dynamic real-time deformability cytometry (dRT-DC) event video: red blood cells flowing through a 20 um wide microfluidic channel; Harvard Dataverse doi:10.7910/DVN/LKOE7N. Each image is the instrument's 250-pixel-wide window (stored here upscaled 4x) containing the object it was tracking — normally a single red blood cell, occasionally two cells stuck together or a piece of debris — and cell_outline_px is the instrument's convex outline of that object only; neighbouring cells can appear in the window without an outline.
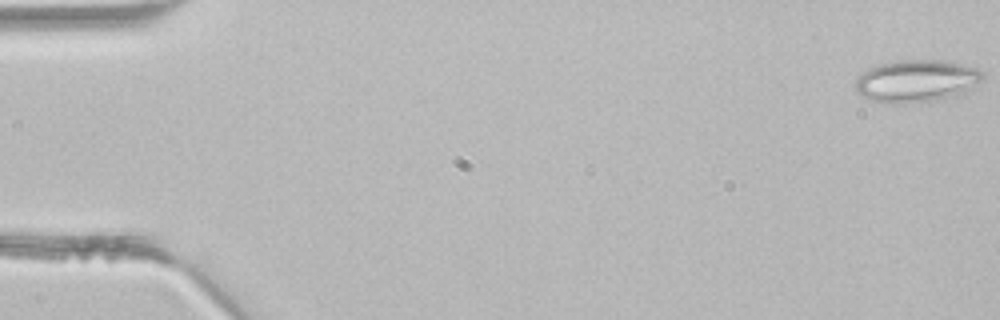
{"species": "common noctule bat (a hibernating species)", "species_latin": "Nyctalus noctula", "temperature_condition": "room temperature", "stored_images_in_passage": 44, "segment_of_instrument_passage": [1, 2], "camera_frame_rate_fps": 3000, "um_per_image_px": 0.085, "animal": {"sex": "male", "body_mass_g": 21.5, "forearm_length_mm": 52.0}, "frame": {"image": 1, "passage_image": 1, "time_ms": 0.0, "image_size_px": [1000, 320], "cell_outline_px": [[984, 76], [964, 96], [928, 104], [888, 104], [868, 100], [856, 92], [856, 80], [868, 68], [880, 64], [900, 60], [948, 60], [964, 64], [976, 68], [984, 72]], "centroid_in_image_um": [77.97, 6.94], "position_along_channel_um": 7.0, "area_um2": 32.71}}
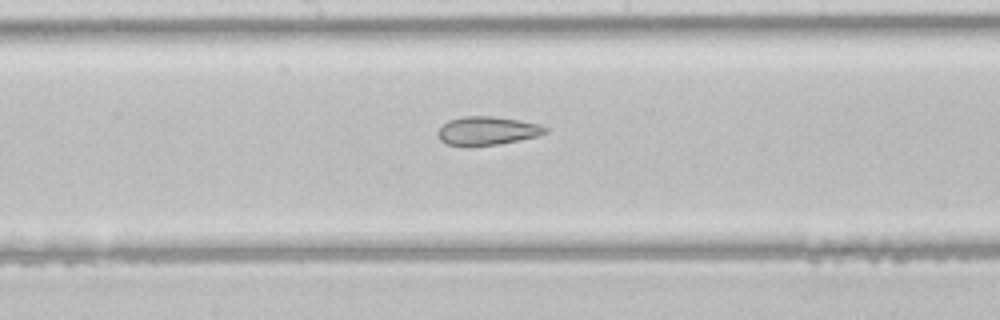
{"frame": {"image": 2, "passage_image": 23, "time_ms": 7.333, "image_size_px": [1000, 320], "cell_outline_px": [[548, 132], [536, 136], [500, 144], [468, 148], [464, 148], [448, 144], [440, 140], [436, 132], [448, 120], [464, 116], [492, 116], [520, 120], [540, 124], [548, 128]], "centroid_in_image_um": [41.38, 11.14], "position_along_channel_um": 206.8, "area_um2": 18.26}}
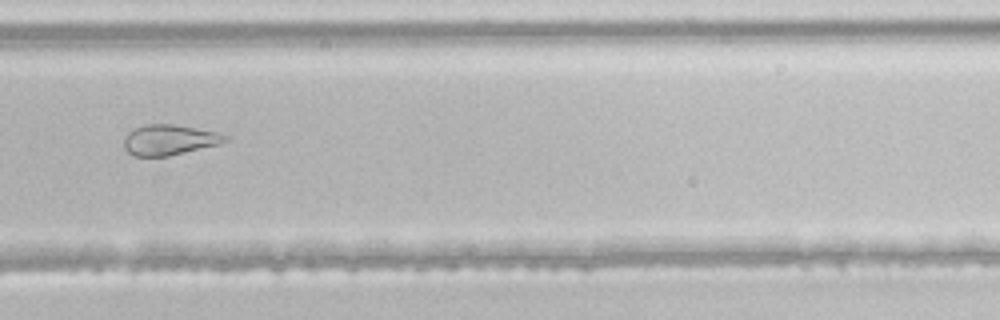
{"frame": {"image": 3, "passage_image": 30, "time_ms": 9.667, "image_size_px": [1000, 320], "cell_outline_px": [[232, 136], [228, 140], [220, 144], [168, 156], [132, 156], [124, 148], [124, 140], [136, 128], [144, 124], [172, 124], [216, 132]], "centroid_in_image_um": [14.44, 11.9], "position_along_channel_um": 315.4, "area_um2": 17.74}}